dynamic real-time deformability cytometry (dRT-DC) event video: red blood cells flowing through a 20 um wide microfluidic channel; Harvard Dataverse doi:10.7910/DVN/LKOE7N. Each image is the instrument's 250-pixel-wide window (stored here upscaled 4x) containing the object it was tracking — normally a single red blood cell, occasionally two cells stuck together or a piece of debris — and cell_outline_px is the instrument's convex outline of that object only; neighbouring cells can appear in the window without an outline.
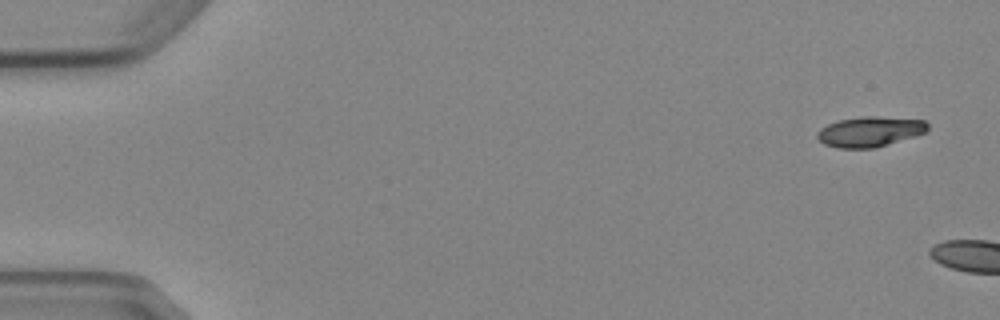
{"species": "Egyptian fruit bat (a non-hibernating species)", "species_latin": "Rousettus aegyptiacus", "temperature_condition": "cold", "stored_images_in_passage": 6, "camera_frame_rate_fps": 3000, "um_per_image_px": 0.085, "animal": {"sex": "female"}, "frame": {"image": 1, "passage_image": 1, "time_ms": 0.0, "image_size_px": [1000, 320], "cell_outline_px": [[928, 132], [916, 136], [872, 148], [836, 148], [824, 144], [816, 136], [816, 132], [820, 128], [828, 124], [840, 120], [864, 116], [876, 116], [924, 120], [928, 124]], "centroid_in_image_um": [73.94, 11.19], "position_along_channel_um": 11.1, "area_um2": 19.42}}